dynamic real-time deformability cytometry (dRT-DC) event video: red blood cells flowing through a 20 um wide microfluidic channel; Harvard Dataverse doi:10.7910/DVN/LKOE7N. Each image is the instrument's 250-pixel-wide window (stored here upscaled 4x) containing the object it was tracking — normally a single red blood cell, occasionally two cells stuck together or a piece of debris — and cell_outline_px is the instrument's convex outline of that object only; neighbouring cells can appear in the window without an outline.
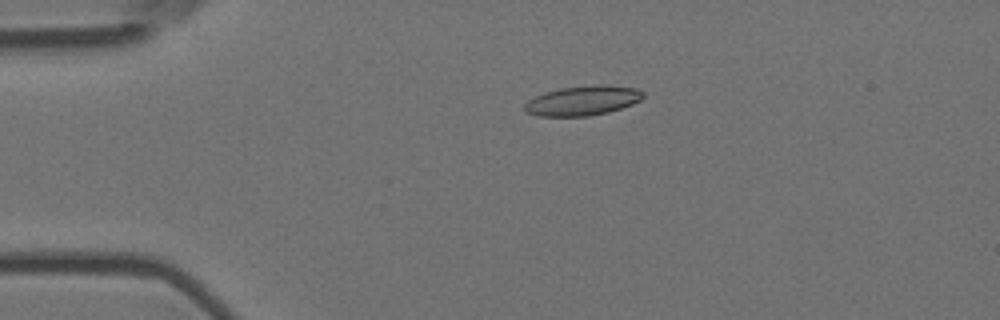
{"species": "Egyptian fruit bat (a non-hibernating species)", "species_latin": "Rousettus aegyptiacus", "temperature_condition": "room temperature", "stored_images_in_passage": 6, "camera_frame_rate_fps": 3000, "um_per_image_px": 0.085, "animal": {"sex": "female"}, "frame": {"image": 1, "passage_image": 4, "time_ms": 1.0, "image_size_px": [1000, 320], "cell_outline_px": [[644, 96], [640, 100], [632, 104], [608, 112], [588, 116], [536, 116], [524, 112], [524, 104], [528, 100], [544, 92], [560, 88], [592, 84], [604, 84], [636, 88], [644, 92]], "centroid_in_image_um": [49.51, 8.54], "position_along_channel_um": 35.5, "area_um2": 20.69}}
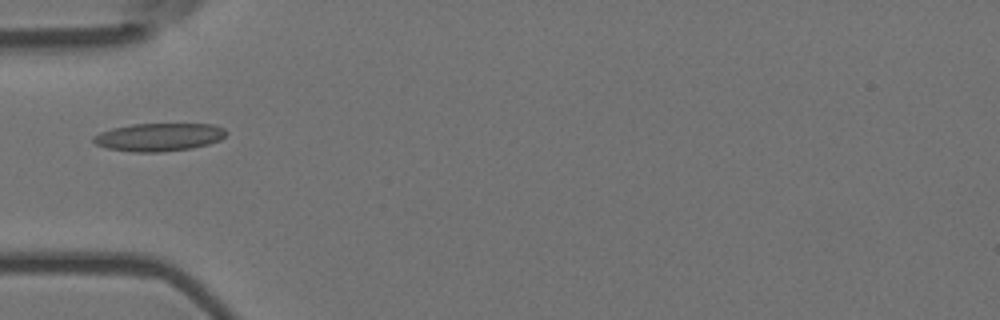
{"frame": {"image": 2, "passage_image": 5, "time_ms": 1.333, "image_size_px": [1000, 320], "cell_outline_px": [[228, 132], [220, 140], [208, 144], [192, 148], [160, 152], [132, 152], [108, 148], [96, 144], [92, 140], [92, 136], [100, 132], [112, 128], [132, 124], [212, 124], [224, 128]], "centroid_in_image_um": [13.5, 11.65], "position_along_channel_um": 71.5, "area_um2": 21.68}}
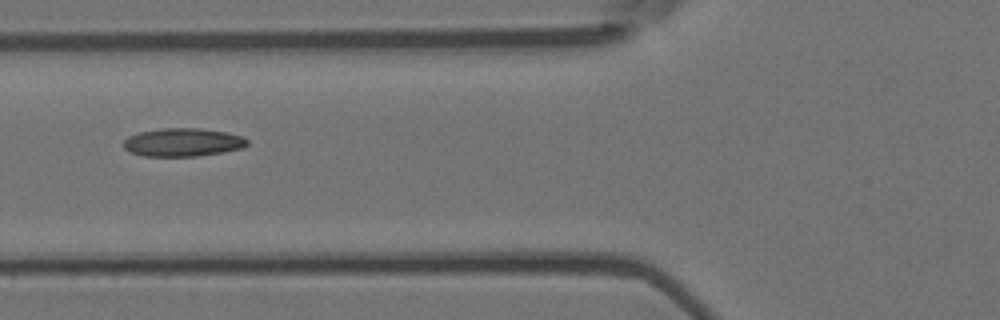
{"frame": {"image": 3, "passage_image": 6, "time_ms": 1.667, "image_size_px": [1000, 320], "cell_outline_px": [[248, 144], [244, 148], [196, 156], [144, 156], [132, 152], [124, 148], [124, 140], [128, 136], [140, 132], [164, 128], [200, 128], [228, 132], [244, 136], [248, 140]], "centroid_in_image_um": [15.58, 12.09], "position_along_channel_um": 110.2, "area_um2": 20.35}}